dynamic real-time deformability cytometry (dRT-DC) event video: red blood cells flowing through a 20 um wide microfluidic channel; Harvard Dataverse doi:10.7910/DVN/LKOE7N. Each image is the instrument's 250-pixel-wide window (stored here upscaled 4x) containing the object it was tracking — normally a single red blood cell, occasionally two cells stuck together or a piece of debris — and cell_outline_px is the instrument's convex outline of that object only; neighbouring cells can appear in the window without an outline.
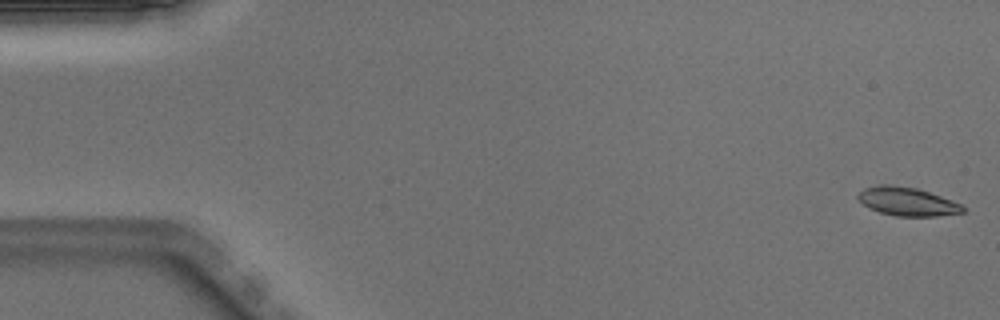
{"species": "Egyptian fruit bat (a non-hibernating species)", "species_latin": "Rousettus aegyptiacus", "temperature_condition": "warm", "stored_images_in_passage": 50, "camera_frame_rate_fps": 3000, "um_per_image_px": 0.085, "animal": {"sex": "male"}, "frame": {"image": 1, "passage_image": 1, "time_ms": 0.0, "image_size_px": [1000, 320], "cell_outline_px": [[968, 208], [964, 212], [936, 216], [896, 216], [880, 212], [868, 208], [856, 196], [864, 188], [884, 184], [916, 188], [952, 200]], "centroid_in_image_um": [77.13, 17.14], "position_along_channel_um": 7.9, "area_um2": 17.22}}
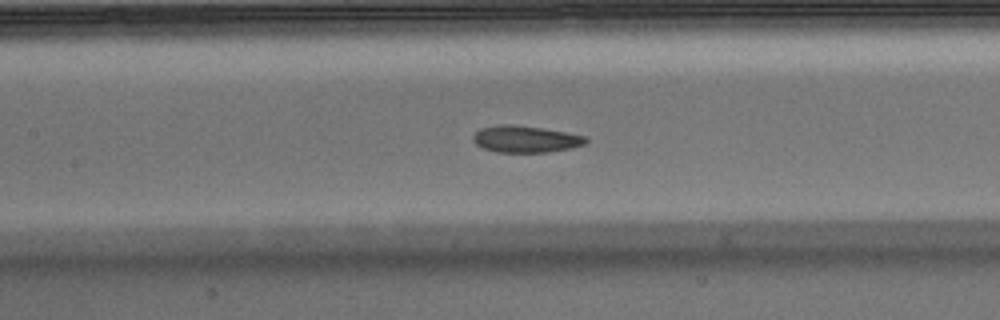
{"frame": {"image": 2, "passage_image": 23, "time_ms": 7.333, "image_size_px": [1000, 320], "cell_outline_px": [[588, 140], [584, 144], [572, 148], [548, 152], [496, 152], [484, 148], [476, 144], [472, 140], [472, 136], [480, 128], [500, 124], [512, 124], [540, 128], [564, 132], [584, 136]], "centroid_in_image_um": [44.63, 11.82], "position_along_channel_um": 162.8, "area_um2": 17.46}}
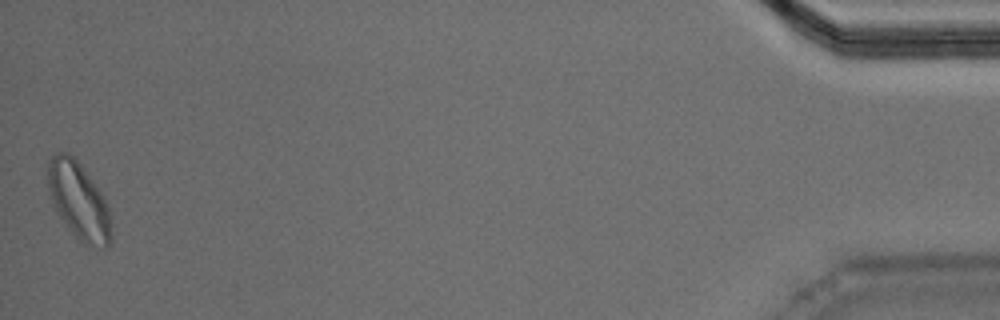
{"frame": {"image": 3, "passage_image": 50, "time_ms": 16.333, "image_size_px": [1000, 320], "cell_outline_px": [[112, 240], [108, 248], [104, 248], [84, 244], [68, 228], [52, 204], [48, 188], [48, 164], [52, 156], [56, 152], [68, 152], [80, 164], [100, 188], [104, 196], [108, 208], [112, 236]], "centroid_in_image_um": [6.71, 17.07], "position_along_channel_um": 428.5, "area_um2": 28.5}, "authors_computed_cell_mechanics": {"area_um2": 17.918, "velocity_mm_per_s": 3.9925, "shape_relaxation_time_tau1_ms": 4.8442, "shape_relaxation_time_tau2_ms": 2.4945, "deformation_change_tau1": 0.1415, "deformation_change_tau2": 0.0822}}